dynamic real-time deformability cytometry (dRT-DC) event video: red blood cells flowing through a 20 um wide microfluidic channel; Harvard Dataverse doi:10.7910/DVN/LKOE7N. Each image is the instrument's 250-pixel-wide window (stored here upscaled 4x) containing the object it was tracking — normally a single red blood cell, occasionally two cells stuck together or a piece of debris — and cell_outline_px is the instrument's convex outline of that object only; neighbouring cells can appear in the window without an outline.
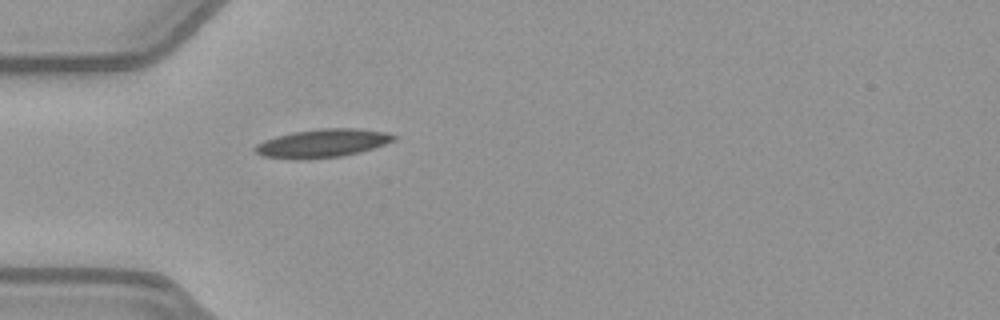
{"species": "common noctule bat (a hibernating species)", "species_latin": "Nyctalus noctula", "temperature_condition": "warm", "stored_images_in_passage": 37, "camera_frame_rate_fps": 3000, "um_per_image_px": 0.085, "animal": {"sex": "female", "body_mass_g": 21.9}, "frame": {"image": 1, "passage_image": 1, "time_ms": 0.0, "image_size_px": [1000, 320], "cell_outline_px": [[396, 140], [360, 152], [340, 156], [292, 160], [264, 156], [256, 152], [252, 148], [256, 144], [264, 140], [276, 136], [292, 132], [324, 128], [356, 128], [388, 132], [396, 136]], "centroid_in_image_um": [27.39, 12.17], "position_along_channel_um": 57.6, "area_um2": 22.89}}
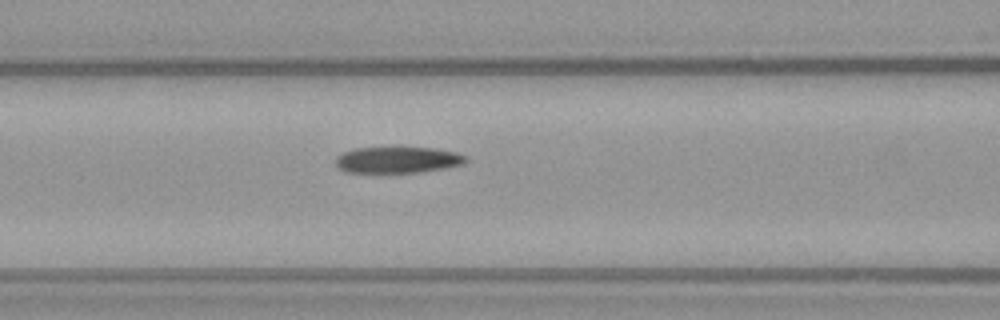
{"frame": {"image": 2, "passage_image": 7, "time_ms": 2.0, "image_size_px": [1000, 320], "cell_outline_px": [[468, 160], [464, 164], [444, 168], [420, 172], [344, 172], [336, 164], [336, 156], [344, 152], [356, 148], [432, 148], [456, 152], [468, 156]], "centroid_in_image_um": [33.83, 13.59], "position_along_channel_um": 132.8, "area_um2": 19.77}}
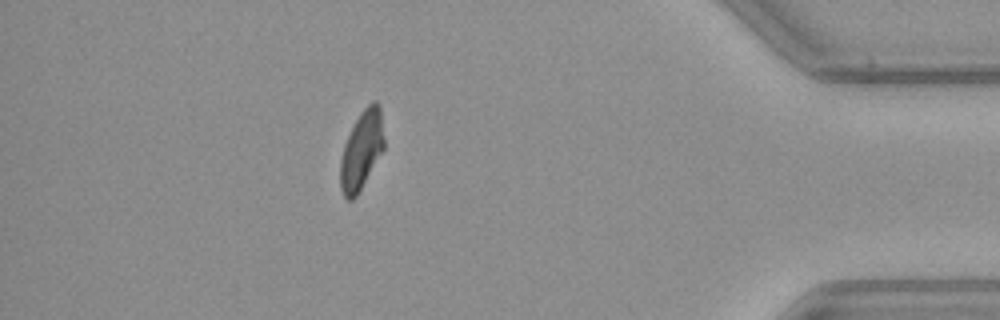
{"frame": {"image": 3, "passage_image": 31, "time_ms": 10.0, "image_size_px": [1000, 320], "cell_outline_px": [[384, 148], [356, 196], [352, 200], [348, 200], [344, 196], [340, 188], [340, 160], [344, 144], [360, 112], [372, 100], [376, 100], [380, 104], [384, 140]], "centroid_in_image_um": [30.73, 12.74], "position_along_channel_um": 404.5, "area_um2": 19.83}, "authors_computed_cell_mechanics": {"area_um2": 21.0392, "velocity_mm_per_s": 3.9763, "shape_relaxation_time_tau1_ms": null, "shape_relaxation_time_tau2_ms": 10.3175, "deformation_change_tau1": null, "deformation_change_tau2": 0.1771}}